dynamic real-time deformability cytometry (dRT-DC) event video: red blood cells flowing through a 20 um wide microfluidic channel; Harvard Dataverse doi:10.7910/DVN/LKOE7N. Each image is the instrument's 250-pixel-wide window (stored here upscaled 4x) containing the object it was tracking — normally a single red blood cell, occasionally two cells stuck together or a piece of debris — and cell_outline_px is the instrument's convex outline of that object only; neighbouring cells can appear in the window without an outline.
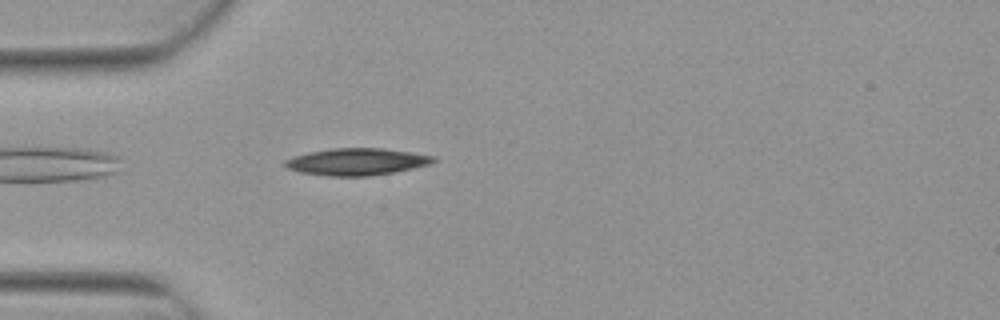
{"species": "Egyptian fruit bat (a non-hibernating species)", "species_latin": "Rousettus aegyptiacus", "temperature_condition": "warm", "stored_images_in_passage": 1, "camera_frame_rate_fps": 3000, "um_per_image_px": 0.085, "animal": {"sex": "female"}, "frame": {"image": 1, "passage_image": 1, "time_ms": 0.0, "image_size_px": [1000, 320], "cell_outline_px": [[436, 160], [428, 164], [412, 168], [392, 172], [368, 176], [328, 176], [300, 172], [288, 168], [284, 164], [284, 160], [292, 156], [308, 152], [332, 148], [380, 148], [436, 156]], "centroid_in_image_um": [30.27, 13.74], "position_along_channel_um": 54.7, "area_um2": 23.12}}